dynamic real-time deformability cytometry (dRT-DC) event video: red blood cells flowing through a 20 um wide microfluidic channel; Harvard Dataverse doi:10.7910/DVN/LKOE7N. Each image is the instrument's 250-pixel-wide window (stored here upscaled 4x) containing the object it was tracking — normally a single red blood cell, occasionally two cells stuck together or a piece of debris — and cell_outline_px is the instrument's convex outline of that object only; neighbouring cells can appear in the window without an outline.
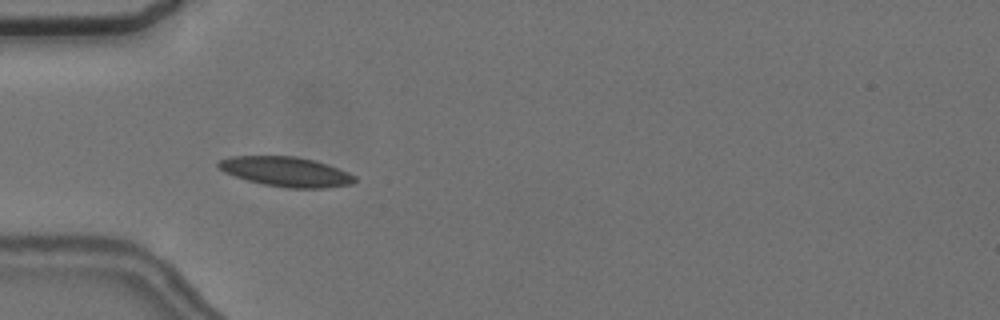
{"species": "common noctule bat (a hibernating species)", "species_latin": "Nyctalus noctula", "temperature_condition": "cold", "stored_images_in_passage": 40, "camera_frame_rate_fps": 3000, "um_per_image_px": 0.085, "animal": {"sex": "female", "body_mass_g": 24.6, "forearm_length_mm": 56.2}, "frame": {"image": 1, "passage_image": 1, "time_ms": 0.0, "image_size_px": [1000, 320], "cell_outline_px": [[356, 180], [352, 184], [328, 188], [288, 188], [264, 184], [248, 180], [224, 172], [216, 164], [220, 160], [232, 156], [296, 156], [316, 160], [328, 164], [348, 172], [356, 176]], "centroid_in_image_um": [24.36, 14.59], "position_along_channel_um": 60.6, "area_um2": 23.64}}
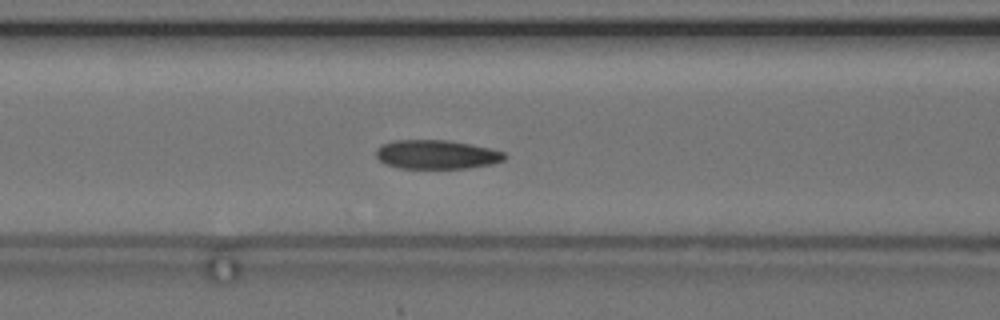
{"frame": {"image": 2, "passage_image": 7, "time_ms": 2.0, "image_size_px": [1000, 320], "cell_outline_px": [[508, 156], [504, 160], [492, 164], [468, 168], [400, 168], [384, 164], [376, 156], [376, 148], [380, 144], [396, 140], [448, 140], [472, 144], [504, 152]], "centroid_in_image_um": [37.1, 13.13], "position_along_channel_um": 129.5, "area_um2": 21.85}}
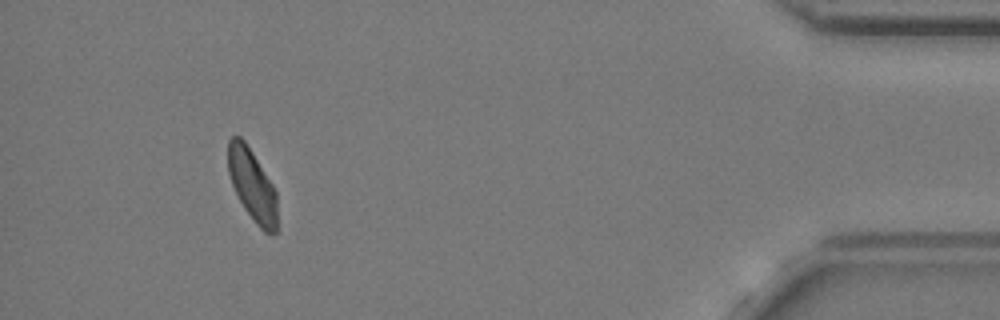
{"frame": {"image": 3, "passage_image": 36, "time_ms": 11.667, "image_size_px": [1000, 320], "cell_outline_px": [[276, 232], [264, 232], [256, 224], [244, 208], [232, 184], [228, 172], [228, 140], [232, 136], [240, 136], [244, 140], [252, 152], [272, 184], [276, 192]], "centroid_in_image_um": [21.42, 15.71], "position_along_channel_um": 413.8, "area_um2": 20.17}, "authors_computed_cell_mechanics": {"area_um2": 21.4727, "velocity_mm_per_s": 3.5986, "shape_relaxation_time_tau1_ms": null, "shape_relaxation_time_tau2_ms": 5.543, "deformation_change_tau1": null, "deformation_change_tau2": 0.1051}}